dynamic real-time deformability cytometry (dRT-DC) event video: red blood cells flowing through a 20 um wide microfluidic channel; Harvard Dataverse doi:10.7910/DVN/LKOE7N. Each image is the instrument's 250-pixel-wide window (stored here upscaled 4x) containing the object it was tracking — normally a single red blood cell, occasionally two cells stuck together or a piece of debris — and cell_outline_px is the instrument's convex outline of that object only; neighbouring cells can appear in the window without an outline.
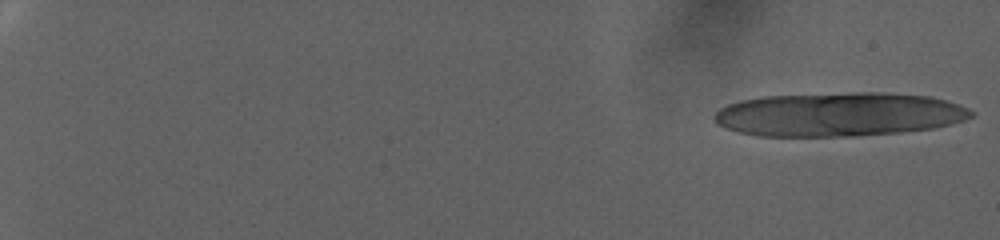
{"species": "human", "species_latin": "Homo sapiens", "temperature_condition": "warm", "stored_images_in_passage": 31, "camera_frame_rate_fps": 3000, "um_per_image_px": 0.085, "donor": {"sex": "female"}, "frame": {"image": 1, "passage_image": 1, "time_ms": 0.0, "image_size_px": [1000, 240], "cell_outline_px": [[976, 112], [972, 116], [964, 120], [932, 128], [896, 132], [844, 136], [760, 136], [740, 132], [728, 128], [720, 124], [712, 116], [720, 108], [728, 104], [740, 100], [768, 96], [928, 96], [944, 100], [968, 108]], "centroid_in_image_um": [71.24, 9.78], "position_along_channel_um": 13.8, "area_um2": 62.37}}
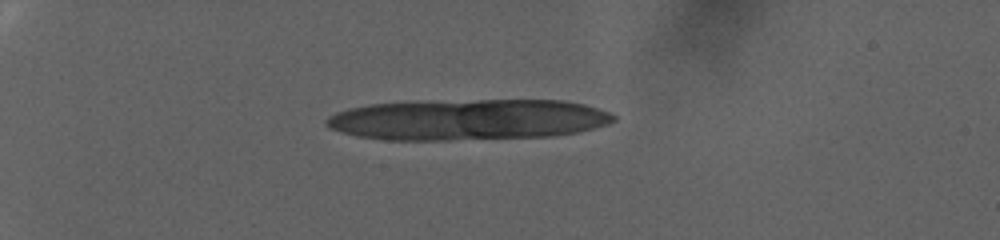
{"frame": {"image": 2, "passage_image": 22, "time_ms": 7.0, "image_size_px": [1000, 240], "cell_outline_px": [[616, 120], [608, 124], [576, 132], [552, 136], [448, 140], [384, 140], [356, 136], [328, 128], [324, 124], [324, 120], [328, 116], [336, 112], [348, 108], [372, 104], [480, 100], [560, 100], [584, 104], [608, 112], [616, 116]], "centroid_in_image_um": [39.74, 10.18], "position_along_channel_um": 45.3, "area_um2": 68.26}}